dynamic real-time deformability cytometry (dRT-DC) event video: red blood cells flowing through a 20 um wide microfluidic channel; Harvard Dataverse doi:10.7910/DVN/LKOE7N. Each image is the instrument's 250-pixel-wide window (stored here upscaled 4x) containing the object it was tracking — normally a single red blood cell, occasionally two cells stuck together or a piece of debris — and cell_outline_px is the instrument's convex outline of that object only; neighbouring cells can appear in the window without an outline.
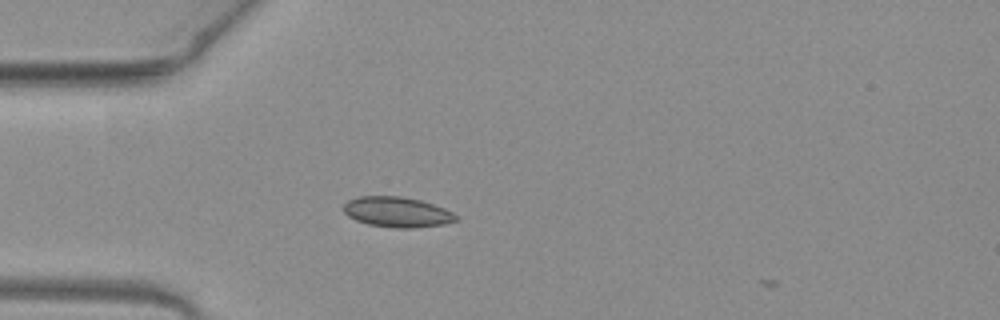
{"species": "common noctule bat (a hibernating species)", "species_latin": "Nyctalus noctula", "temperature_condition": "warm", "stored_images_in_passage": 6, "camera_frame_rate_fps": 3000, "um_per_image_px": 0.085, "animal": {"sex": "female", "body_mass_g": 19.3, "forearm_length_mm": 54.1}, "frame": {"image": 1, "passage_image": 4, "time_ms": 1.0, "image_size_px": [1000, 320], "cell_outline_px": [[460, 220], [444, 224], [412, 228], [396, 228], [368, 224], [356, 220], [348, 216], [344, 212], [344, 204], [348, 200], [360, 196], [400, 196], [420, 200], [444, 208], [452, 212]], "centroid_in_image_um": [33.76, 18.02], "position_along_channel_um": 51.2, "area_um2": 19.77}}